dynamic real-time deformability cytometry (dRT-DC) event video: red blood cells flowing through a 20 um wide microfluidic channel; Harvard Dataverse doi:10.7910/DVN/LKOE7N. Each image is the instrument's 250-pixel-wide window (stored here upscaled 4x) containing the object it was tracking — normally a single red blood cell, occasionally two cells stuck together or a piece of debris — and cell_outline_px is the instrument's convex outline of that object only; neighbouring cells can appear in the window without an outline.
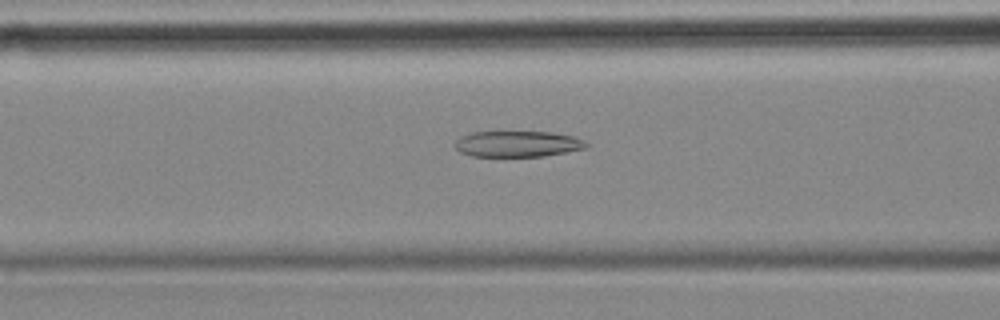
{"species": "common noctule bat (a hibernating species)", "species_latin": "Nyctalus noctula", "temperature_condition": "cold", "stored_images_in_passage": 49, "camera_frame_rate_fps": 3000, "um_per_image_px": 0.085, "animal": {"sex": "female", "body_mass_g": 18.4}, "frame": {"image": 1, "passage_image": 21, "time_ms": 6.667, "image_size_px": [1000, 320], "cell_outline_px": [[588, 148], [544, 156], [472, 156], [460, 152], [456, 148], [456, 140], [460, 136], [472, 132], [552, 132], [576, 136], [584, 140], [588, 144]], "centroid_in_image_um": [44.04, 12.23], "position_along_channel_um": 122.6, "area_um2": 19.94}}
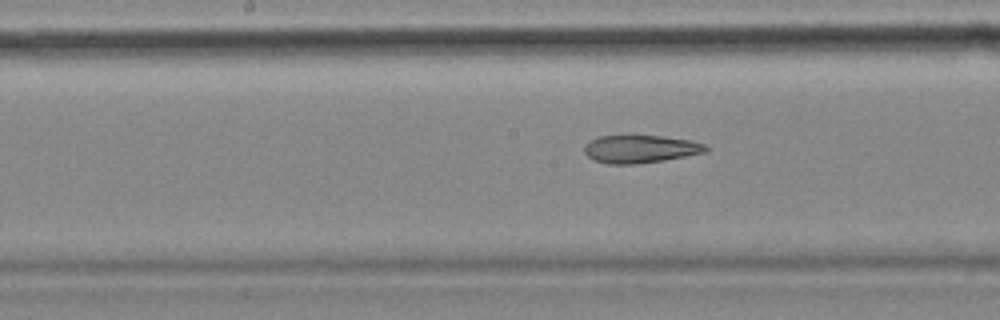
{"frame": {"image": 2, "passage_image": 27, "time_ms": 8.667, "image_size_px": [1000, 320], "cell_outline_px": [[708, 152], [664, 160], [636, 164], [608, 164], [592, 160], [584, 152], [584, 148], [592, 140], [600, 136], [624, 132], [628, 132], [664, 136], [692, 140], [704, 144], [708, 148]], "centroid_in_image_um": [54.42, 12.61], "position_along_channel_um": 193.8, "area_um2": 20.63}}
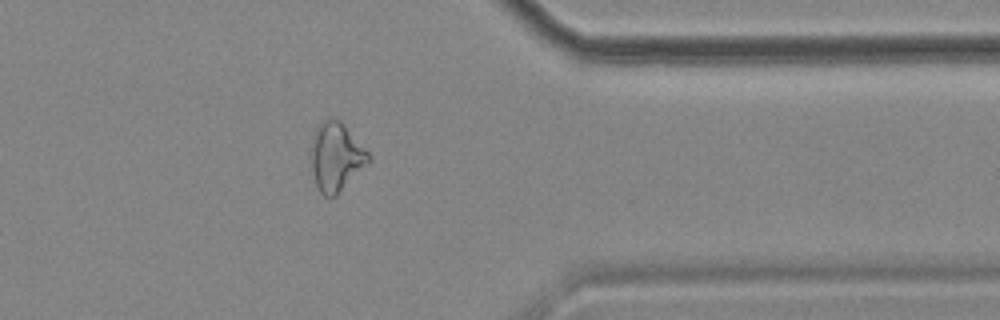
{"frame": {"image": 3, "passage_image": 44, "time_ms": 14.333, "image_size_px": [1000, 320], "cell_outline_px": [[372, 160], [336, 196], [324, 196], [320, 192], [316, 184], [308, 152], [316, 128], [324, 120], [340, 120], [344, 124], [372, 156]], "centroid_in_image_um": [28.57, 13.35], "position_along_channel_um": 382.8, "area_um2": 23.06}, "authors_computed_cell_mechanics": {"area_um2": 22.542, "velocity_mm_per_s": 3.5574, "shape_relaxation_time_tau1_ms": null, "shape_relaxation_time_tau2_ms": 5.0981, "deformation_change_tau1": null, "deformation_change_tau2": 0.1568}}